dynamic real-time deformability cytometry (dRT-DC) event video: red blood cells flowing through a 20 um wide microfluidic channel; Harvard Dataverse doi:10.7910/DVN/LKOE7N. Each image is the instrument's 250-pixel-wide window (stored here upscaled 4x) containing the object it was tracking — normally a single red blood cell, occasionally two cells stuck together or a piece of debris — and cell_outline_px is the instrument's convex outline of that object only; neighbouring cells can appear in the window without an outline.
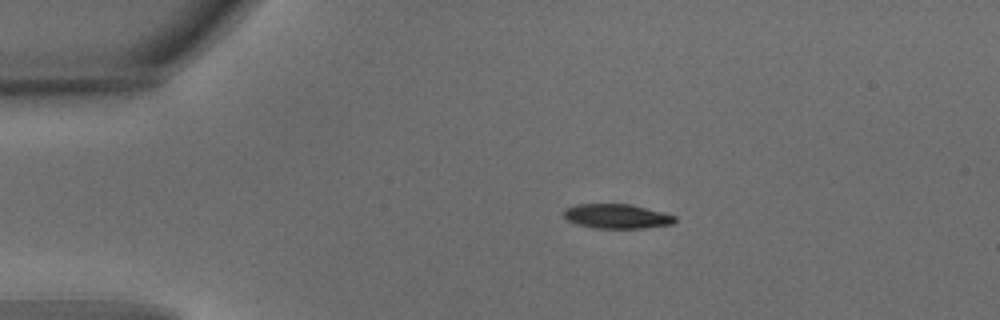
{"species": "common noctule bat (a hibernating species)", "species_latin": "Nyctalus noctula", "temperature_condition": "warm", "stored_images_in_passage": 4, "camera_frame_rate_fps": 3000, "um_per_image_px": 0.085, "animal": {"sex": "male", "body_mass_g": 15.6}, "frame": {"image": 1, "passage_image": 3, "time_ms": 0.667, "image_size_px": [1000, 320], "cell_outline_px": [[676, 220], [672, 224], [644, 228], [596, 228], [576, 224], [568, 220], [564, 216], [564, 208], [576, 204], [632, 204], [676, 216]], "centroid_in_image_um": [52.41, 18.38], "position_along_channel_um": 32.6, "area_um2": 15.84}}